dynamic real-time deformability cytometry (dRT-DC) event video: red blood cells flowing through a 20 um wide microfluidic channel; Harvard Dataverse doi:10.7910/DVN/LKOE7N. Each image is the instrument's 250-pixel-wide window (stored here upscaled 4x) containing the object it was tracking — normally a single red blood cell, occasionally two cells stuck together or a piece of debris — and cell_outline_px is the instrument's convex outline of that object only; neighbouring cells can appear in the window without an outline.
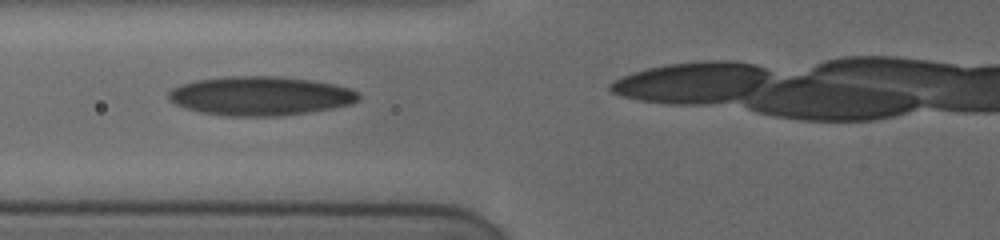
{"species": "human", "species_latin": "Homo sapiens", "temperature_condition": "cold", "stored_images_in_passage": 6, "camera_frame_rate_fps": 3000, "um_per_image_px": 0.085, "donor": {"sex": "female"}, "frame": {"image": 1, "passage_image": 2, "time_ms": 1.0, "image_size_px": [1000, 240], "cell_outline_px": [[360, 100], [352, 104], [332, 108], [308, 112], [280, 116], [224, 116], [200, 112], [184, 108], [168, 100], [168, 92], [172, 88], [180, 84], [196, 80], [224, 76], [276, 76], [312, 80], [352, 88], [360, 92]], "centroid_in_image_um": [22.13, 8.15], "position_along_channel_um": 103.7, "area_um2": 43.64}}